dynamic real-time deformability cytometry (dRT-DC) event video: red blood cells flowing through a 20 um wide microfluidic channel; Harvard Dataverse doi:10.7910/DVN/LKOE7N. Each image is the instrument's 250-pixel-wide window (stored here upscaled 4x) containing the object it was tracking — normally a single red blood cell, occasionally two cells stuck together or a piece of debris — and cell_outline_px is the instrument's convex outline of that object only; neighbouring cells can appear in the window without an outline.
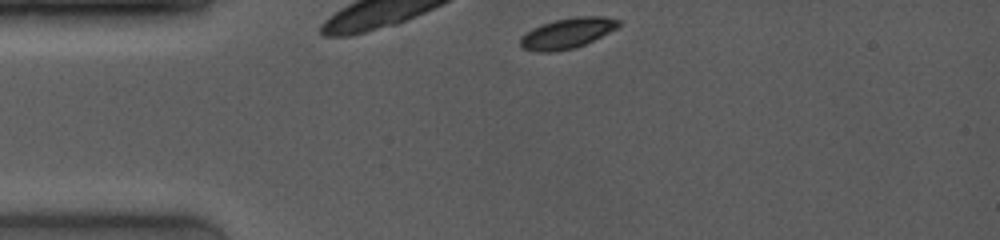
{"species": "common noctule bat (a hibernating species)", "species_latin": "Nyctalus noctula", "temperature_condition": "room temperature", "stored_images_in_passage": 23, "camera_frame_rate_fps": 4000, "um_per_image_px": 0.085, "animal": {"sex": "female", "body_mass_g": 19.0, "forearm_length_mm": 53.3}, "frame": {"image": 1, "passage_image": 1, "time_ms": 0.0, "image_size_px": [1000, 240], "cell_outline_px": [[620, 24], [616, 28], [576, 48], [552, 52], [536, 52], [520, 48], [520, 36], [524, 32], [532, 28], [556, 20], [576, 16], [604, 16], [620, 20]], "centroid_in_image_um": [48.16, 2.83], "position_along_channel_um": 36.8, "area_um2": 17.4}}